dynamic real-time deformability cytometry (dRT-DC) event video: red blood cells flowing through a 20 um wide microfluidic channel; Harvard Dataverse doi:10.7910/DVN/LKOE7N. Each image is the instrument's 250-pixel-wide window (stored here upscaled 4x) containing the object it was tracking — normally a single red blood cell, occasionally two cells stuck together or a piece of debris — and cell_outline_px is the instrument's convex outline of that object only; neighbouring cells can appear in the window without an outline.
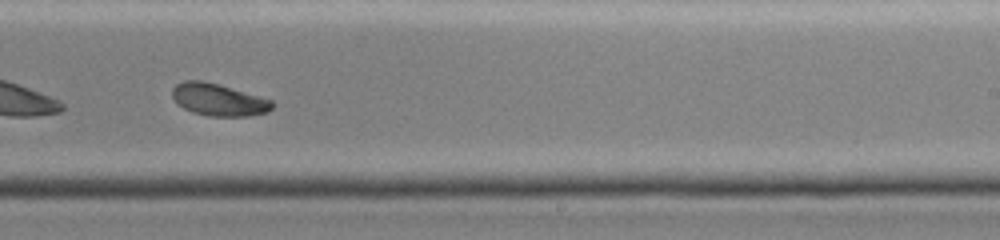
{"species": "common noctule bat (a hibernating species)", "species_latin": "Nyctalus noctula", "temperature_condition": "cold", "stored_images_in_passage": 35, "camera_frame_rate_fps": 3000, "um_per_image_px": 0.085, "animal": {"sex": "female", "body_mass_g": 19.0, "forearm_length_mm": 51.5}, "frame": {"image": 1, "passage_image": 20, "time_ms": 6.333, "image_size_px": [1000, 240], "cell_outline_px": [[276, 104], [268, 112], [248, 116], [208, 116], [192, 112], [176, 104], [172, 96], [172, 88], [176, 84], [184, 80], [200, 80], [216, 84], [272, 100]], "centroid_in_image_um": [18.55, 8.49], "position_along_channel_um": 270.5, "area_um2": 18.67}, "authors_computed_cell_mechanics": {"area_um2": 19.8254, "velocity_mm_per_s": 3.8732, "shape_relaxation_time_tau1_ms": 3.7231, "shape_relaxation_time_tau2_ms": null, "deformation_change_tau1": 0.1244, "deformation_change_tau2": null}}